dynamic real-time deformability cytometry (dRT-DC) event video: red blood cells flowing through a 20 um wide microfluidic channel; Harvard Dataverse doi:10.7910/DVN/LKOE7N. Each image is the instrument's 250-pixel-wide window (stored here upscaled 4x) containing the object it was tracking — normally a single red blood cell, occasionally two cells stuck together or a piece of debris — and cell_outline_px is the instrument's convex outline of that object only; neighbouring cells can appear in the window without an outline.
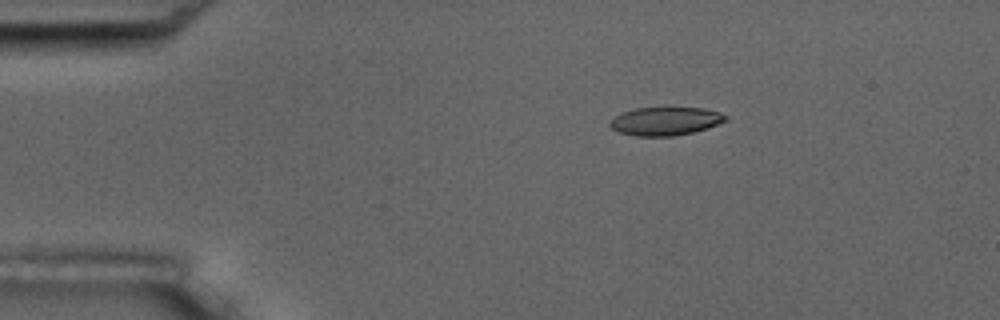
{"species": "common noctule bat (a hibernating species)", "species_latin": "Nyctalus noctula", "temperature_condition": "room temperature", "stored_images_in_passage": 5, "camera_frame_rate_fps": 3000, "um_per_image_px": 0.085, "animal": {"sex": "male", "body_mass_g": 17.5, "forearm_length_mm": 52.3}, "frame": {"image": 1, "passage_image": 3, "time_ms": 2.333, "image_size_px": [1000, 320], "cell_outline_px": [[728, 120], [708, 128], [692, 132], [672, 136], [636, 136], [620, 132], [612, 128], [608, 124], [620, 112], [636, 108], [704, 108], [720, 112], [728, 116]], "centroid_in_image_um": [56.58, 10.29], "position_along_channel_um": 28.4, "area_um2": 19.02}}